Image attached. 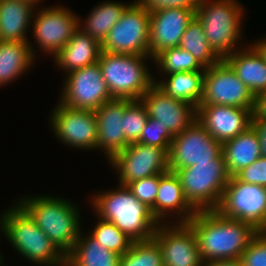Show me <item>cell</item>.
<instances>
[{
	"instance_id": "47",
	"label": "cell",
	"mask_w": 266,
	"mask_h": 266,
	"mask_svg": "<svg viewBox=\"0 0 266 266\" xmlns=\"http://www.w3.org/2000/svg\"><path fill=\"white\" fill-rule=\"evenodd\" d=\"M2 264H3V259L0 258V266H3Z\"/></svg>"
},
{
	"instance_id": "4",
	"label": "cell",
	"mask_w": 266,
	"mask_h": 266,
	"mask_svg": "<svg viewBox=\"0 0 266 266\" xmlns=\"http://www.w3.org/2000/svg\"><path fill=\"white\" fill-rule=\"evenodd\" d=\"M2 232L15 252L35 265L66 266V256L18 204L2 213Z\"/></svg>"
},
{
	"instance_id": "16",
	"label": "cell",
	"mask_w": 266,
	"mask_h": 266,
	"mask_svg": "<svg viewBox=\"0 0 266 266\" xmlns=\"http://www.w3.org/2000/svg\"><path fill=\"white\" fill-rule=\"evenodd\" d=\"M167 223L159 224L152 238L161 249L163 266H202L193 229L187 223Z\"/></svg>"
},
{
	"instance_id": "6",
	"label": "cell",
	"mask_w": 266,
	"mask_h": 266,
	"mask_svg": "<svg viewBox=\"0 0 266 266\" xmlns=\"http://www.w3.org/2000/svg\"><path fill=\"white\" fill-rule=\"evenodd\" d=\"M149 58L151 59L150 55L101 51L98 63L113 99L140 100L149 90L154 83L153 74L145 63Z\"/></svg>"
},
{
	"instance_id": "45",
	"label": "cell",
	"mask_w": 266,
	"mask_h": 266,
	"mask_svg": "<svg viewBox=\"0 0 266 266\" xmlns=\"http://www.w3.org/2000/svg\"><path fill=\"white\" fill-rule=\"evenodd\" d=\"M24 1L31 3L32 5H34L37 8L40 1H42V0H24Z\"/></svg>"
},
{
	"instance_id": "13",
	"label": "cell",
	"mask_w": 266,
	"mask_h": 266,
	"mask_svg": "<svg viewBox=\"0 0 266 266\" xmlns=\"http://www.w3.org/2000/svg\"><path fill=\"white\" fill-rule=\"evenodd\" d=\"M222 154V143L195 120L173 137L169 151V171L187 168L196 162H211Z\"/></svg>"
},
{
	"instance_id": "2",
	"label": "cell",
	"mask_w": 266,
	"mask_h": 266,
	"mask_svg": "<svg viewBox=\"0 0 266 266\" xmlns=\"http://www.w3.org/2000/svg\"><path fill=\"white\" fill-rule=\"evenodd\" d=\"M92 198L91 205L96 216L112 222L133 242L151 240L159 225L151 209L140 202L127 186L100 191Z\"/></svg>"
},
{
	"instance_id": "31",
	"label": "cell",
	"mask_w": 266,
	"mask_h": 266,
	"mask_svg": "<svg viewBox=\"0 0 266 266\" xmlns=\"http://www.w3.org/2000/svg\"><path fill=\"white\" fill-rule=\"evenodd\" d=\"M153 61L157 66L155 69H158L162 75L205 70L190 52L179 46L164 50Z\"/></svg>"
},
{
	"instance_id": "26",
	"label": "cell",
	"mask_w": 266,
	"mask_h": 266,
	"mask_svg": "<svg viewBox=\"0 0 266 266\" xmlns=\"http://www.w3.org/2000/svg\"><path fill=\"white\" fill-rule=\"evenodd\" d=\"M28 42L0 41V86L14 82L30 70L36 52Z\"/></svg>"
},
{
	"instance_id": "30",
	"label": "cell",
	"mask_w": 266,
	"mask_h": 266,
	"mask_svg": "<svg viewBox=\"0 0 266 266\" xmlns=\"http://www.w3.org/2000/svg\"><path fill=\"white\" fill-rule=\"evenodd\" d=\"M179 47L190 52L205 69L222 60L210 46L203 26L196 16L189 22Z\"/></svg>"
},
{
	"instance_id": "19",
	"label": "cell",
	"mask_w": 266,
	"mask_h": 266,
	"mask_svg": "<svg viewBox=\"0 0 266 266\" xmlns=\"http://www.w3.org/2000/svg\"><path fill=\"white\" fill-rule=\"evenodd\" d=\"M252 116L250 109L241 107L210 104L196 108V120L221 143L245 132Z\"/></svg>"
},
{
	"instance_id": "18",
	"label": "cell",
	"mask_w": 266,
	"mask_h": 266,
	"mask_svg": "<svg viewBox=\"0 0 266 266\" xmlns=\"http://www.w3.org/2000/svg\"><path fill=\"white\" fill-rule=\"evenodd\" d=\"M193 8H165L150 12L149 55L151 61L166 49L179 46L189 22L195 16Z\"/></svg>"
},
{
	"instance_id": "9",
	"label": "cell",
	"mask_w": 266,
	"mask_h": 266,
	"mask_svg": "<svg viewBox=\"0 0 266 266\" xmlns=\"http://www.w3.org/2000/svg\"><path fill=\"white\" fill-rule=\"evenodd\" d=\"M210 104L247 108L255 112L256 97L223 59L205 69L200 105Z\"/></svg>"
},
{
	"instance_id": "38",
	"label": "cell",
	"mask_w": 266,
	"mask_h": 266,
	"mask_svg": "<svg viewBox=\"0 0 266 266\" xmlns=\"http://www.w3.org/2000/svg\"><path fill=\"white\" fill-rule=\"evenodd\" d=\"M235 177L241 182L266 188V157L261 156L251 165L244 167Z\"/></svg>"
},
{
	"instance_id": "23",
	"label": "cell",
	"mask_w": 266,
	"mask_h": 266,
	"mask_svg": "<svg viewBox=\"0 0 266 266\" xmlns=\"http://www.w3.org/2000/svg\"><path fill=\"white\" fill-rule=\"evenodd\" d=\"M101 44L78 28L67 44L54 56L57 68L66 74L98 62Z\"/></svg>"
},
{
	"instance_id": "29",
	"label": "cell",
	"mask_w": 266,
	"mask_h": 266,
	"mask_svg": "<svg viewBox=\"0 0 266 266\" xmlns=\"http://www.w3.org/2000/svg\"><path fill=\"white\" fill-rule=\"evenodd\" d=\"M129 5L116 1H104L91 10L84 22L79 19V28L102 44L108 32L120 20Z\"/></svg>"
},
{
	"instance_id": "12",
	"label": "cell",
	"mask_w": 266,
	"mask_h": 266,
	"mask_svg": "<svg viewBox=\"0 0 266 266\" xmlns=\"http://www.w3.org/2000/svg\"><path fill=\"white\" fill-rule=\"evenodd\" d=\"M37 12V13H36ZM33 39L45 54L56 55L79 28V19L73 11L63 6H50L33 13Z\"/></svg>"
},
{
	"instance_id": "5",
	"label": "cell",
	"mask_w": 266,
	"mask_h": 266,
	"mask_svg": "<svg viewBox=\"0 0 266 266\" xmlns=\"http://www.w3.org/2000/svg\"><path fill=\"white\" fill-rule=\"evenodd\" d=\"M242 9L237 0H200L196 8L195 16L203 26L204 35L221 59L239 49L244 17Z\"/></svg>"
},
{
	"instance_id": "17",
	"label": "cell",
	"mask_w": 266,
	"mask_h": 266,
	"mask_svg": "<svg viewBox=\"0 0 266 266\" xmlns=\"http://www.w3.org/2000/svg\"><path fill=\"white\" fill-rule=\"evenodd\" d=\"M148 116L157 119L174 137L196 120V108L163 92L155 83L141 97Z\"/></svg>"
},
{
	"instance_id": "34",
	"label": "cell",
	"mask_w": 266,
	"mask_h": 266,
	"mask_svg": "<svg viewBox=\"0 0 266 266\" xmlns=\"http://www.w3.org/2000/svg\"><path fill=\"white\" fill-rule=\"evenodd\" d=\"M149 116L141 100H133L125 109L123 120V135L130 144L138 142Z\"/></svg>"
},
{
	"instance_id": "39",
	"label": "cell",
	"mask_w": 266,
	"mask_h": 266,
	"mask_svg": "<svg viewBox=\"0 0 266 266\" xmlns=\"http://www.w3.org/2000/svg\"><path fill=\"white\" fill-rule=\"evenodd\" d=\"M147 11H157L165 8H196L200 0H136Z\"/></svg>"
},
{
	"instance_id": "43",
	"label": "cell",
	"mask_w": 266,
	"mask_h": 266,
	"mask_svg": "<svg viewBox=\"0 0 266 266\" xmlns=\"http://www.w3.org/2000/svg\"><path fill=\"white\" fill-rule=\"evenodd\" d=\"M255 43L252 45L255 47V49L260 53V55L264 58L266 62V38L264 37L262 40H255Z\"/></svg>"
},
{
	"instance_id": "11",
	"label": "cell",
	"mask_w": 266,
	"mask_h": 266,
	"mask_svg": "<svg viewBox=\"0 0 266 266\" xmlns=\"http://www.w3.org/2000/svg\"><path fill=\"white\" fill-rule=\"evenodd\" d=\"M109 164L119 174L118 185L126 186L130 182L169 171V152L161 147L134 142L117 153Z\"/></svg>"
},
{
	"instance_id": "35",
	"label": "cell",
	"mask_w": 266,
	"mask_h": 266,
	"mask_svg": "<svg viewBox=\"0 0 266 266\" xmlns=\"http://www.w3.org/2000/svg\"><path fill=\"white\" fill-rule=\"evenodd\" d=\"M133 195L148 208L155 218V201L158 194L159 174L142 178L126 185Z\"/></svg>"
},
{
	"instance_id": "8",
	"label": "cell",
	"mask_w": 266,
	"mask_h": 266,
	"mask_svg": "<svg viewBox=\"0 0 266 266\" xmlns=\"http://www.w3.org/2000/svg\"><path fill=\"white\" fill-rule=\"evenodd\" d=\"M150 12L136 0L101 44L102 51L125 55H149Z\"/></svg>"
},
{
	"instance_id": "37",
	"label": "cell",
	"mask_w": 266,
	"mask_h": 266,
	"mask_svg": "<svg viewBox=\"0 0 266 266\" xmlns=\"http://www.w3.org/2000/svg\"><path fill=\"white\" fill-rule=\"evenodd\" d=\"M242 266H266V236L256 235L240 257Z\"/></svg>"
},
{
	"instance_id": "41",
	"label": "cell",
	"mask_w": 266,
	"mask_h": 266,
	"mask_svg": "<svg viewBox=\"0 0 266 266\" xmlns=\"http://www.w3.org/2000/svg\"><path fill=\"white\" fill-rule=\"evenodd\" d=\"M255 113L263 119H266V91L262 92L256 98Z\"/></svg>"
},
{
	"instance_id": "7",
	"label": "cell",
	"mask_w": 266,
	"mask_h": 266,
	"mask_svg": "<svg viewBox=\"0 0 266 266\" xmlns=\"http://www.w3.org/2000/svg\"><path fill=\"white\" fill-rule=\"evenodd\" d=\"M175 173L181 180L186 200L196 211L217 210L231 179L223 154L211 162H196Z\"/></svg>"
},
{
	"instance_id": "15",
	"label": "cell",
	"mask_w": 266,
	"mask_h": 266,
	"mask_svg": "<svg viewBox=\"0 0 266 266\" xmlns=\"http://www.w3.org/2000/svg\"><path fill=\"white\" fill-rule=\"evenodd\" d=\"M217 210L227 218L248 222L257 229L266 216V188L231 176Z\"/></svg>"
},
{
	"instance_id": "40",
	"label": "cell",
	"mask_w": 266,
	"mask_h": 266,
	"mask_svg": "<svg viewBox=\"0 0 266 266\" xmlns=\"http://www.w3.org/2000/svg\"><path fill=\"white\" fill-rule=\"evenodd\" d=\"M251 126L255 129L259 136L261 156L266 157V119L260 118L254 112L252 116Z\"/></svg>"
},
{
	"instance_id": "21",
	"label": "cell",
	"mask_w": 266,
	"mask_h": 266,
	"mask_svg": "<svg viewBox=\"0 0 266 266\" xmlns=\"http://www.w3.org/2000/svg\"><path fill=\"white\" fill-rule=\"evenodd\" d=\"M196 210L186 200L179 176L172 171L159 174L158 194L155 201V219L163 224L167 217L175 215V223H188ZM168 215V216H167ZM166 218V219H165Z\"/></svg>"
},
{
	"instance_id": "46",
	"label": "cell",
	"mask_w": 266,
	"mask_h": 266,
	"mask_svg": "<svg viewBox=\"0 0 266 266\" xmlns=\"http://www.w3.org/2000/svg\"><path fill=\"white\" fill-rule=\"evenodd\" d=\"M2 220H3V218H2V215H1V217H0V231L2 232ZM0 258H3V256H1V254H0Z\"/></svg>"
},
{
	"instance_id": "20",
	"label": "cell",
	"mask_w": 266,
	"mask_h": 266,
	"mask_svg": "<svg viewBox=\"0 0 266 266\" xmlns=\"http://www.w3.org/2000/svg\"><path fill=\"white\" fill-rule=\"evenodd\" d=\"M132 101L113 99L94 111L98 129L96 149L103 150L108 162L129 145L123 135L122 117Z\"/></svg>"
},
{
	"instance_id": "32",
	"label": "cell",
	"mask_w": 266,
	"mask_h": 266,
	"mask_svg": "<svg viewBox=\"0 0 266 266\" xmlns=\"http://www.w3.org/2000/svg\"><path fill=\"white\" fill-rule=\"evenodd\" d=\"M96 226L89 233L97 242L108 250L124 255L131 247L133 241L120 231L114 223L102 220L98 217Z\"/></svg>"
},
{
	"instance_id": "42",
	"label": "cell",
	"mask_w": 266,
	"mask_h": 266,
	"mask_svg": "<svg viewBox=\"0 0 266 266\" xmlns=\"http://www.w3.org/2000/svg\"><path fill=\"white\" fill-rule=\"evenodd\" d=\"M202 266H242L240 259L212 260L203 262Z\"/></svg>"
},
{
	"instance_id": "14",
	"label": "cell",
	"mask_w": 266,
	"mask_h": 266,
	"mask_svg": "<svg viewBox=\"0 0 266 266\" xmlns=\"http://www.w3.org/2000/svg\"><path fill=\"white\" fill-rule=\"evenodd\" d=\"M58 104L49 118L56 139L75 149L96 150L98 129L94 111Z\"/></svg>"
},
{
	"instance_id": "24",
	"label": "cell",
	"mask_w": 266,
	"mask_h": 266,
	"mask_svg": "<svg viewBox=\"0 0 266 266\" xmlns=\"http://www.w3.org/2000/svg\"><path fill=\"white\" fill-rule=\"evenodd\" d=\"M34 7L24 0H0V41L28 42Z\"/></svg>"
},
{
	"instance_id": "3",
	"label": "cell",
	"mask_w": 266,
	"mask_h": 266,
	"mask_svg": "<svg viewBox=\"0 0 266 266\" xmlns=\"http://www.w3.org/2000/svg\"><path fill=\"white\" fill-rule=\"evenodd\" d=\"M17 202L56 247L67 256L79 238L81 212L76 204L58 196L23 197ZM80 212V213H79Z\"/></svg>"
},
{
	"instance_id": "36",
	"label": "cell",
	"mask_w": 266,
	"mask_h": 266,
	"mask_svg": "<svg viewBox=\"0 0 266 266\" xmlns=\"http://www.w3.org/2000/svg\"><path fill=\"white\" fill-rule=\"evenodd\" d=\"M173 136L160 124L157 119L148 118L145 127L142 130L139 143L156 146L170 151Z\"/></svg>"
},
{
	"instance_id": "27",
	"label": "cell",
	"mask_w": 266,
	"mask_h": 266,
	"mask_svg": "<svg viewBox=\"0 0 266 266\" xmlns=\"http://www.w3.org/2000/svg\"><path fill=\"white\" fill-rule=\"evenodd\" d=\"M204 74L205 70L175 72L165 75L164 80L154 79V83L170 97L197 108L203 95Z\"/></svg>"
},
{
	"instance_id": "33",
	"label": "cell",
	"mask_w": 266,
	"mask_h": 266,
	"mask_svg": "<svg viewBox=\"0 0 266 266\" xmlns=\"http://www.w3.org/2000/svg\"><path fill=\"white\" fill-rule=\"evenodd\" d=\"M119 266H163L161 249L153 239L133 242L130 249L120 256Z\"/></svg>"
},
{
	"instance_id": "44",
	"label": "cell",
	"mask_w": 266,
	"mask_h": 266,
	"mask_svg": "<svg viewBox=\"0 0 266 266\" xmlns=\"http://www.w3.org/2000/svg\"><path fill=\"white\" fill-rule=\"evenodd\" d=\"M257 235L266 236V216L260 226L257 228Z\"/></svg>"
},
{
	"instance_id": "22",
	"label": "cell",
	"mask_w": 266,
	"mask_h": 266,
	"mask_svg": "<svg viewBox=\"0 0 266 266\" xmlns=\"http://www.w3.org/2000/svg\"><path fill=\"white\" fill-rule=\"evenodd\" d=\"M243 47L223 60L257 98L266 91V62L252 44Z\"/></svg>"
},
{
	"instance_id": "1",
	"label": "cell",
	"mask_w": 266,
	"mask_h": 266,
	"mask_svg": "<svg viewBox=\"0 0 266 266\" xmlns=\"http://www.w3.org/2000/svg\"><path fill=\"white\" fill-rule=\"evenodd\" d=\"M194 231L203 262L240 259L257 229L250 223L227 218L218 210L197 211L187 223Z\"/></svg>"
},
{
	"instance_id": "25",
	"label": "cell",
	"mask_w": 266,
	"mask_h": 266,
	"mask_svg": "<svg viewBox=\"0 0 266 266\" xmlns=\"http://www.w3.org/2000/svg\"><path fill=\"white\" fill-rule=\"evenodd\" d=\"M222 154L231 176L259 159L261 145L255 129L250 126L245 132L222 143Z\"/></svg>"
},
{
	"instance_id": "28",
	"label": "cell",
	"mask_w": 266,
	"mask_h": 266,
	"mask_svg": "<svg viewBox=\"0 0 266 266\" xmlns=\"http://www.w3.org/2000/svg\"><path fill=\"white\" fill-rule=\"evenodd\" d=\"M79 238L66 256V266H119L120 255L108 250L90 234Z\"/></svg>"
},
{
	"instance_id": "10",
	"label": "cell",
	"mask_w": 266,
	"mask_h": 266,
	"mask_svg": "<svg viewBox=\"0 0 266 266\" xmlns=\"http://www.w3.org/2000/svg\"><path fill=\"white\" fill-rule=\"evenodd\" d=\"M65 75L61 104L73 109L95 111L113 100L98 62Z\"/></svg>"
}]
</instances>
